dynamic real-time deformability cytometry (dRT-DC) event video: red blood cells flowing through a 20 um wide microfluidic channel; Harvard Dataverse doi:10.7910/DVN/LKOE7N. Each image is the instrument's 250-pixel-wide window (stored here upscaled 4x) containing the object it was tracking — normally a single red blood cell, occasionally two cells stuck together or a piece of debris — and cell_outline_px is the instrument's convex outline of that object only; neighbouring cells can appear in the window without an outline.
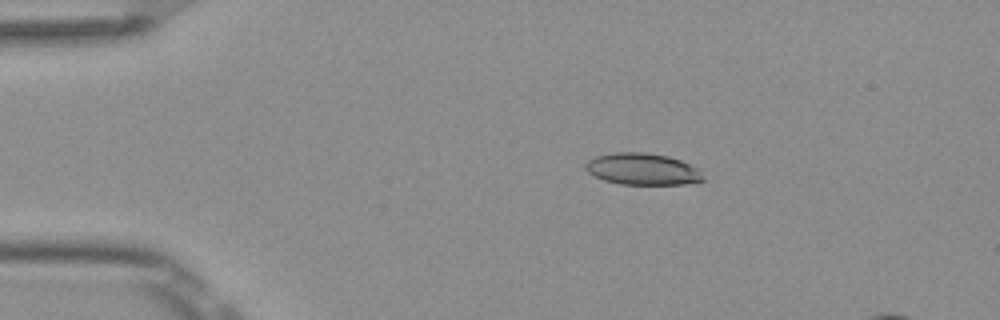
{"species": "Egyptian fruit bat (a non-hibernating species)", "species_latin": "Rousettus aegyptiacus", "temperature_condition": "room temperature", "stored_images_in_passage": 8, "camera_frame_rate_fps": 3000, "um_per_image_px": 0.085, "frame": {"image": 1, "passage_image": 2, "time_ms": 0.333, "image_size_px": [1000, 320], "cell_outline_px": [[704, 180], [684, 184], [620, 184], [604, 180], [588, 172], [584, 168], [584, 164], [588, 160], [596, 156], [612, 152], [644, 152], [668, 156], [680, 160], [700, 168]], "centroid_in_image_um": [54.61, 14.36], "position_along_channel_um": 30.4, "area_um2": 21.79}}
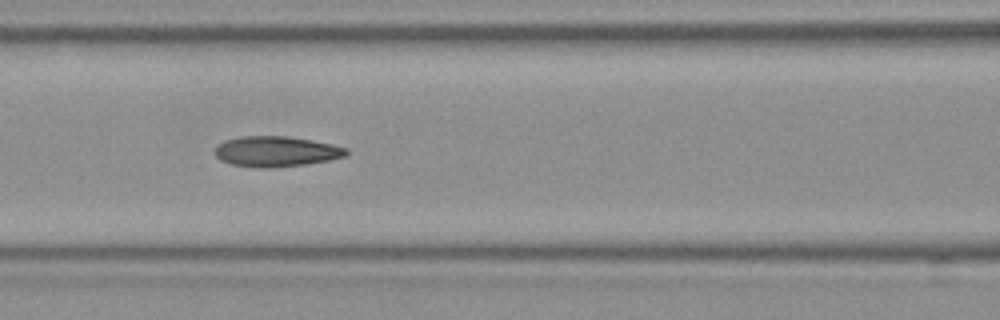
{"frame": {"image": 2, "passage_image": 6, "time_ms": 1.667, "image_size_px": [1000, 320], "cell_outline_px": [[348, 152], [344, 156], [328, 160], [304, 164], [272, 168], [260, 168], [232, 164], [220, 160], [216, 156], [216, 148], [224, 140], [240, 136], [288, 136], [312, 140], [332, 144], [348, 148]], "centroid_in_image_um": [23.47, 12.87], "position_along_channel_um": 143.1, "area_um2": 23.18}}
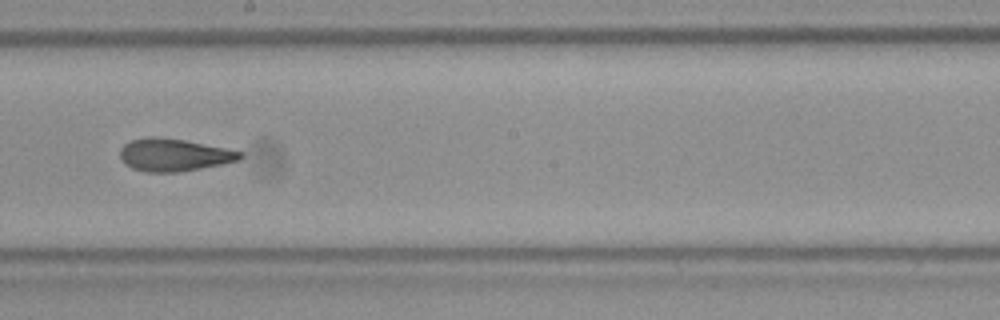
{"frame": {"image": 3, "passage_image": 8, "time_ms": 2.333, "image_size_px": [1000, 320], "cell_outline_px": [[244, 156], [240, 160], [224, 164], [176, 172], [144, 172], [132, 168], [124, 164], [120, 156], [120, 148], [128, 140], [148, 136], [156, 136], [184, 140], [244, 152]], "centroid_in_image_um": [14.76, 13.16], "position_along_channel_um": 233.4, "area_um2": 22.95}}